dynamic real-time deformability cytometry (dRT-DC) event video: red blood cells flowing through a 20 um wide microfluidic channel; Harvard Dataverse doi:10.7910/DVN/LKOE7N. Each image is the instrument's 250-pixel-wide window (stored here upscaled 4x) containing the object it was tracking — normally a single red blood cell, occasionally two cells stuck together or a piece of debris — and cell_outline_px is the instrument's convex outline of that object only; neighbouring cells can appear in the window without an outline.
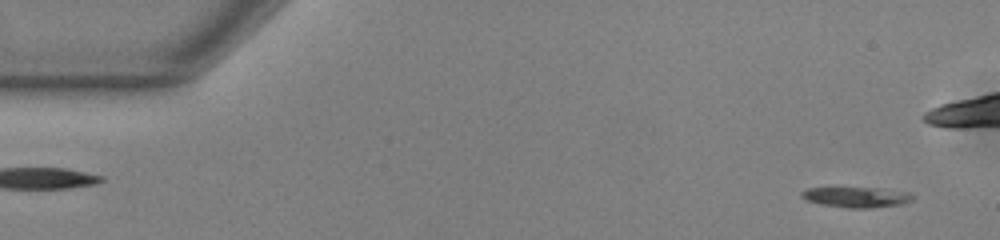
{"species": "common noctule bat (a hibernating species)", "species_latin": "Nyctalus noctula", "temperature_condition": "warm", "stored_images_in_passage": 42, "camera_frame_rate_fps": 3000, "um_per_image_px": 0.085, "animal": {"sex": "male", "body_mass_g": 13.0, "forearm_length_mm": 53.1}, "frame": {"image": 1, "passage_image": 2, "time_ms": 0.333, "image_size_px": [1000, 240], "cell_outline_px": [[916, 196], [912, 200], [904, 204], [872, 208], [848, 208], [820, 204], [808, 200], [800, 196], [800, 192], [808, 188], [836, 184], [884, 188], [912, 192]], "centroid_in_image_um": [72.8, 16.69], "position_along_channel_um": 12.2, "area_um2": 14.57}}
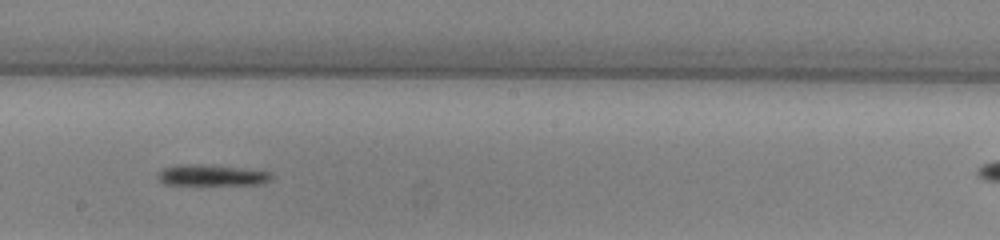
{"frame": {"image": 2, "passage_image": 28, "time_ms": 9.0, "image_size_px": [1000, 240], "cell_outline_px": [[272, 180], [260, 184], [200, 188], [164, 184], [156, 176], [156, 172], [164, 168], [180, 164], [204, 164], [272, 172]], "centroid_in_image_um": [17.94, 14.97], "position_along_channel_um": 230.3, "area_um2": 15.2}}
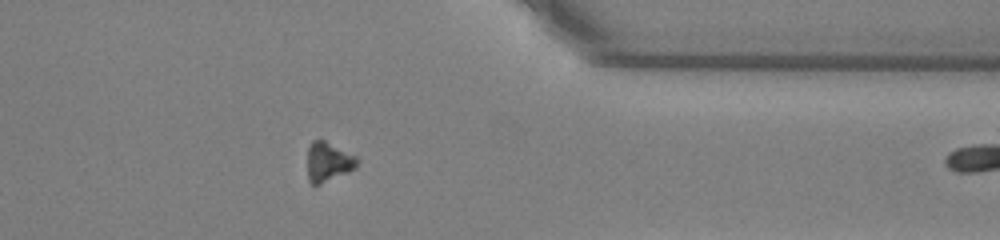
{"frame": {"image": 3, "passage_image": 41, "time_ms": 13.333, "image_size_px": [1000, 240], "cell_outline_px": [[360, 160], [356, 168], [348, 172], [320, 184], [312, 184], [308, 180], [308, 148], [312, 140], [324, 140], [356, 156]], "centroid_in_image_um": [27.92, 13.75], "position_along_channel_um": 383.5, "area_um2": 11.39}}